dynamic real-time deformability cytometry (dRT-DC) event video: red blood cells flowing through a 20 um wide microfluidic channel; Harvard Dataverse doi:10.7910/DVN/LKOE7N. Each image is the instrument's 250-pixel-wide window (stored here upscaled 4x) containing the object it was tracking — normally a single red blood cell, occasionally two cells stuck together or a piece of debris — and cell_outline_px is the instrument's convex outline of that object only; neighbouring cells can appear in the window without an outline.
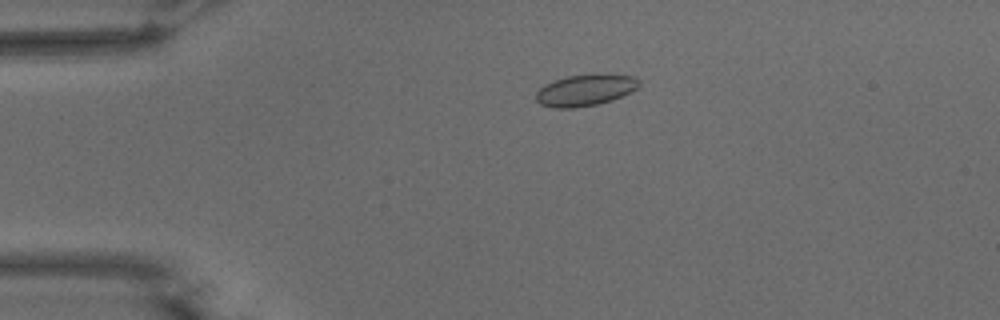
{"species": "common noctule bat (a hibernating species)", "species_latin": "Nyctalus noctula", "temperature_condition": "warm", "stored_images_in_passage": 54, "camera_frame_rate_fps": 3000, "um_per_image_px": 0.085, "animal": {"sex": "male", "body_mass_g": 15.6}, "frame": {"image": 1, "passage_image": 12, "time_ms": 3.667, "image_size_px": [1000, 320], "cell_outline_px": [[640, 84], [636, 88], [612, 100], [596, 104], [576, 108], [556, 108], [540, 104], [536, 100], [536, 92], [544, 84], [568, 76], [600, 72], [604, 72], [636, 76], [640, 80]], "centroid_in_image_um": [49.77, 7.63], "position_along_channel_um": 35.2, "area_um2": 19.19}}
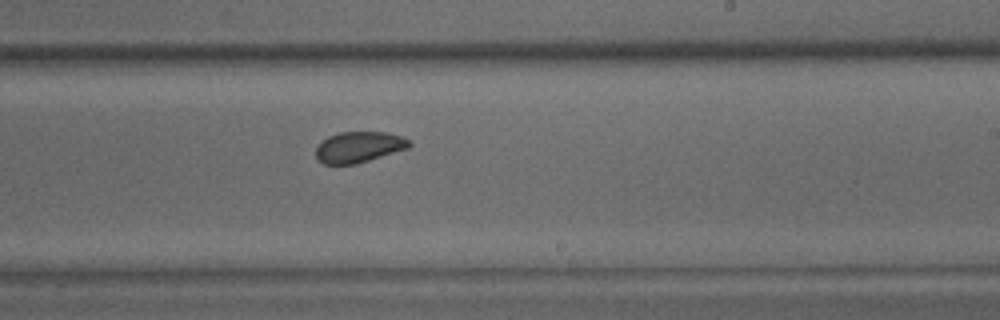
{"frame": {"image": 2, "passage_image": 33, "time_ms": 10.667, "image_size_px": [1000, 320], "cell_outline_px": [[412, 144], [408, 148], [356, 164], [324, 164], [316, 156], [316, 148], [328, 136], [340, 132], [388, 132], [400, 136], [408, 140]], "centroid_in_image_um": [30.51, 12.49], "position_along_channel_um": 258.5, "area_um2": 16.59}}
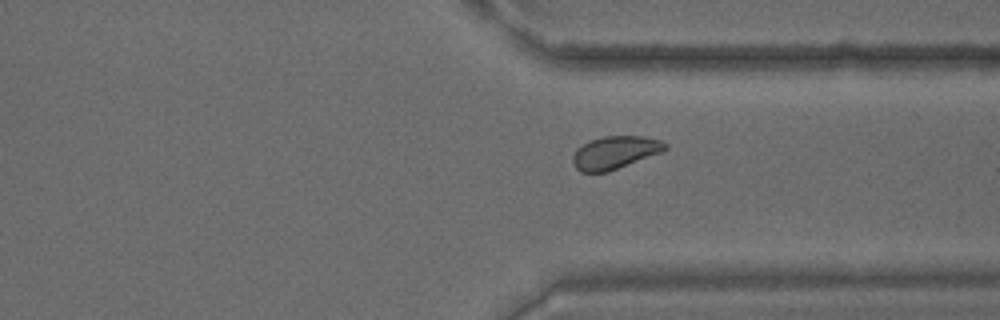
{"frame": {"image": 3, "passage_image": 41, "time_ms": 13.333, "image_size_px": [1000, 320], "cell_outline_px": [[668, 148], [664, 152], [608, 172], [580, 172], [576, 168], [572, 160], [572, 156], [576, 148], [588, 140], [604, 136], [644, 136], [660, 140], [668, 144]], "centroid_in_image_um": [52.29, 12.96], "position_along_channel_um": 359.1, "area_um2": 18.03}, "authors_computed_cell_mechanics": {"area_um2": 18.1492, "velocity_mm_per_s": 3.7636, "shape_relaxation_time_tau1_ms": 2.8208, "shape_relaxation_time_tau2_ms": 1.4269, "deformation_change_tau1": 0.0614, "deformation_change_tau2": 0.0362}}